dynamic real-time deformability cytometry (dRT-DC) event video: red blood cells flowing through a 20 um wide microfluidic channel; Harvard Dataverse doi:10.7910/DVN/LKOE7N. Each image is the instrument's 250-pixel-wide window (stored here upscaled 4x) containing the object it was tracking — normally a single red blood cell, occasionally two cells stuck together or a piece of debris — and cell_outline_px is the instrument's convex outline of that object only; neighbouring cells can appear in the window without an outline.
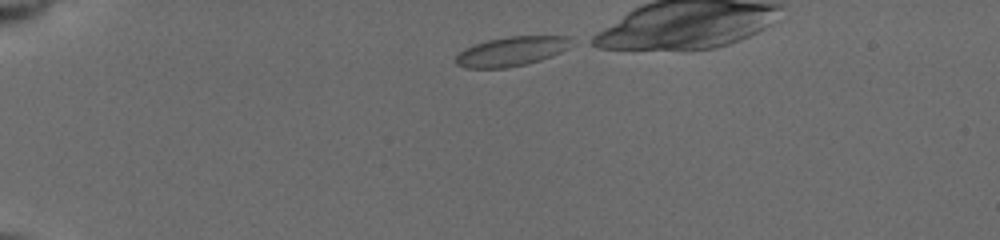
{"species": "common noctule bat (a hibernating species)", "species_latin": "Nyctalus noctula", "temperature_condition": "cold", "stored_images_in_passage": 38, "camera_frame_rate_fps": 3000, "um_per_image_px": 0.085, "animal": {"sex": "female", "body_mass_g": 19.5, "forearm_length_mm": 54.1}, "frame": {"image": 1, "passage_image": 1, "time_ms": 0.0, "image_size_px": [1000, 240], "cell_outline_px": [[576, 44], [552, 56], [540, 60], [524, 64], [504, 68], [464, 68], [456, 64], [456, 56], [464, 48], [488, 40], [508, 36], [568, 36], [576, 40]], "centroid_in_image_um": [43.54, 4.35], "position_along_channel_um": 41.5, "area_um2": 19.94}}
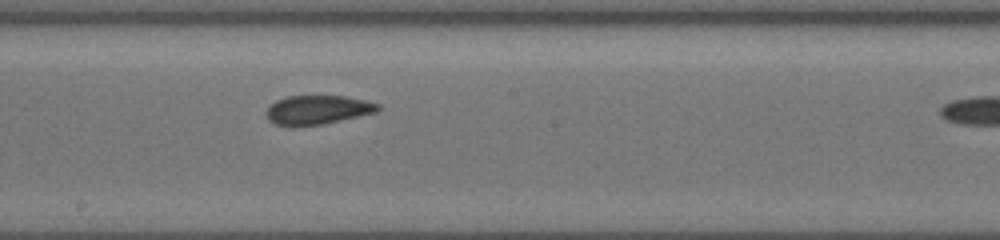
{"frame": {"image": 2, "passage_image": 20, "time_ms": 6.0, "image_size_px": [1000, 240], "cell_outline_px": [[380, 108], [376, 112], [324, 124], [276, 124], [268, 120], [268, 108], [276, 100], [288, 96], [344, 96], [364, 100], [380, 104]], "centroid_in_image_um": [27.05, 9.31], "position_along_channel_um": 221.2, "area_um2": 18.26}}
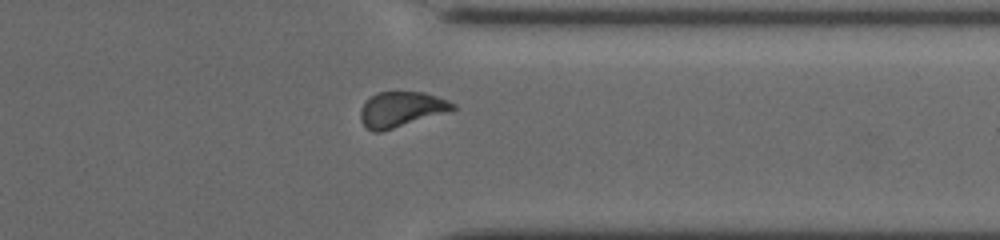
{"frame": {"image": 3, "passage_image": 32, "time_ms": 10.0, "image_size_px": [1000, 240], "cell_outline_px": [[456, 108], [452, 112], [380, 132], [372, 132], [364, 128], [360, 120], [360, 108], [376, 92], [424, 92], [448, 100], [456, 104]], "centroid_in_image_um": [34.13, 9.32], "position_along_channel_um": 377.3, "area_um2": 19.36}, "authors_computed_cell_mechanics": {"area_um2": 18.9873, "velocity_mm_per_s": 3.9026, "shape_relaxation_time_tau1_ms": null, "shape_relaxation_time_tau2_ms": 1.5579, "deformation_change_tau1": null, "deformation_change_tau2": 0.0434}}